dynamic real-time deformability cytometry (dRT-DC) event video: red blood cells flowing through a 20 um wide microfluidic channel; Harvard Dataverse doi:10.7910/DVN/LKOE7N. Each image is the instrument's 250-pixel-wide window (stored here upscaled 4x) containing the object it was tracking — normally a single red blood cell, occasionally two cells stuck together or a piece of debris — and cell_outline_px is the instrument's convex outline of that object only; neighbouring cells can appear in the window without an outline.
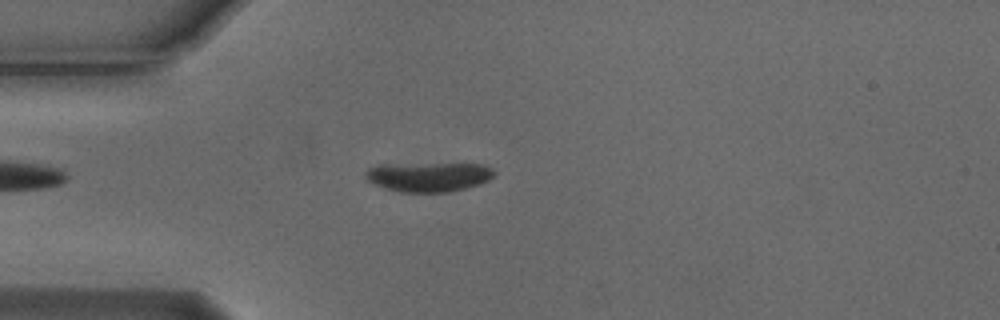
{"species": "Egyptian fruit bat (a non-hibernating species)", "species_latin": "Rousettus aegyptiacus", "temperature_condition": "cold", "stored_images_in_passage": 44, "camera_frame_rate_fps": 3000, "um_per_image_px": 0.085, "animal": {"sex": "male"}, "frame": {"image": 1, "passage_image": 7, "time_ms": 2.0, "image_size_px": [1000, 320], "cell_outline_px": [[496, 172], [488, 180], [480, 184], [448, 192], [400, 192], [384, 188], [368, 180], [364, 176], [364, 172], [368, 168], [376, 164], [480, 164], [492, 168]], "centroid_in_image_um": [36.39, 15.02], "position_along_channel_um": 48.6, "area_um2": 22.08}}
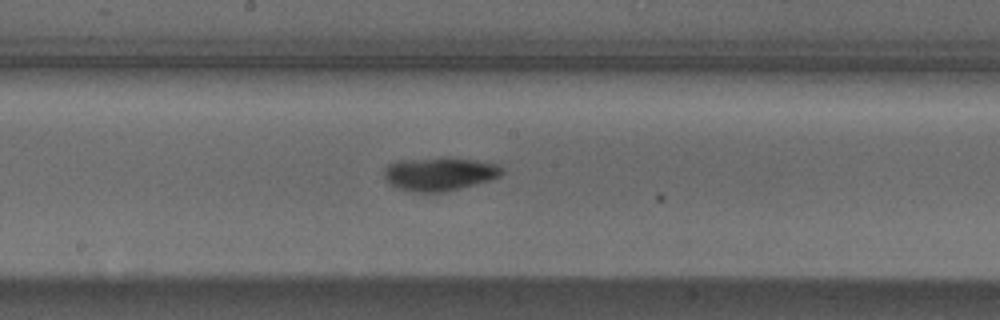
{"frame": {"image": 2, "passage_image": 21, "time_ms": 6.667, "image_size_px": [1000, 320], "cell_outline_px": [[504, 172], [500, 176], [492, 180], [448, 192], [416, 192], [396, 188], [384, 176], [384, 168], [388, 164], [396, 160], [472, 160], [496, 164], [504, 168]], "centroid_in_image_um": [37.38, 14.83], "position_along_channel_um": 210.8, "area_um2": 22.37}}
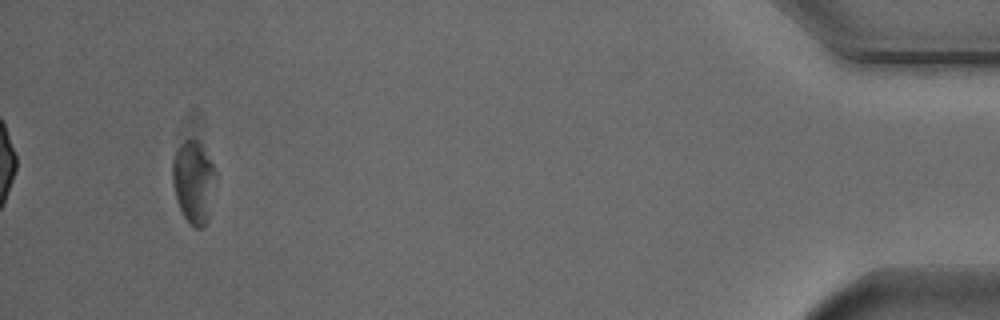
{"frame": {"image": 3, "passage_image": 44, "time_ms": 14.333, "image_size_px": [1000, 320], "cell_outline_px": [[216, 172], [208, 220], [204, 228], [196, 228], [184, 216], [176, 200], [172, 180], [172, 160], [180, 124], [188, 108], [200, 108]], "centroid_in_image_um": [16.45, 14.39], "position_along_channel_um": 418.8, "area_um2": 27.28}, "authors_computed_cell_mechanics": {"area_um2": 21.6461, "velocity_mm_per_s": 3.7366, "shape_relaxation_time_tau1_ms": 4.0296, "shape_relaxation_time_tau2_ms": null, "deformation_change_tau1": 0.1261, "deformation_change_tau2": null}}